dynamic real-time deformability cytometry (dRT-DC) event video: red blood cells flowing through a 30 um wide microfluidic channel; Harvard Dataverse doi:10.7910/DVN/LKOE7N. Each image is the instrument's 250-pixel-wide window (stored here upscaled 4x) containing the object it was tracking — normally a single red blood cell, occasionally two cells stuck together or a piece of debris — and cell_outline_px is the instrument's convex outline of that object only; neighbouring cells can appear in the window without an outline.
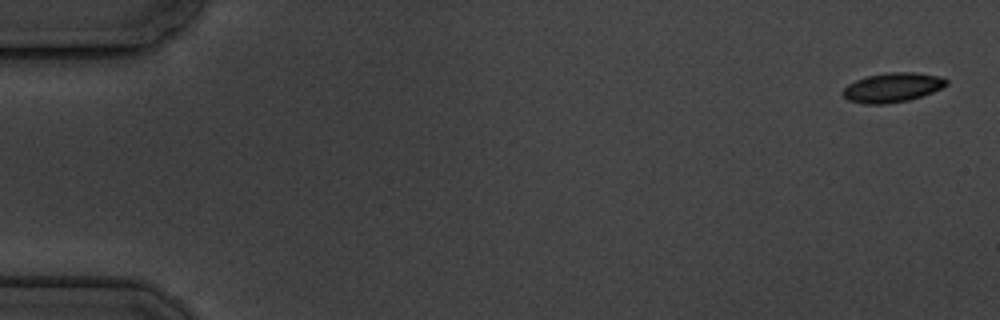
{"species": "common noctule bat (a hibernating species)", "species_latin": "Nyctalus noctula", "temperature_condition": "cold", "stored_images_in_passage": 10, "camera_frame_rate_fps": 3000, "um_per_image_px": 0.085, "animal": {"sex": "male", "body_mass_g": 19.5, "forearm_length_mm": 54.6}, "frame": {"image": 1, "passage_image": 1, "time_ms": 0.0, "image_size_px": [1000, 320], "cell_outline_px": [[948, 84], [932, 92], [908, 100], [884, 104], [864, 104], [848, 100], [840, 92], [848, 84], [856, 80], [868, 76], [892, 72], [916, 72], [944, 76], [948, 80]], "centroid_in_image_um": [75.87, 7.43], "position_along_channel_um": 9.1, "area_um2": 17.74}}
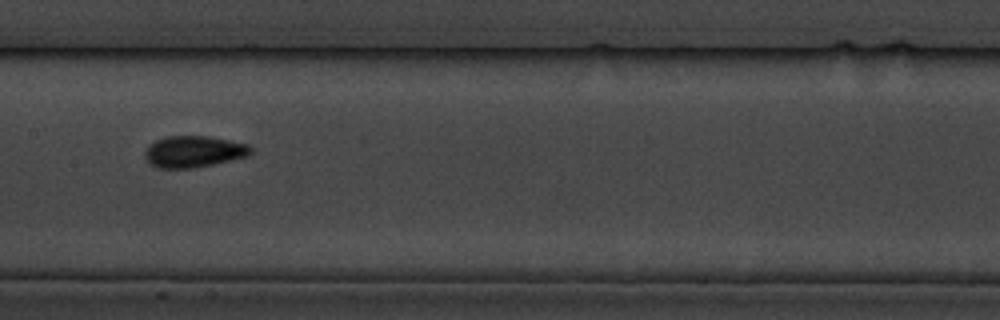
{"frame": {"image": 2, "passage_image": 9, "time_ms": 9.333, "image_size_px": [1000, 320], "cell_outline_px": [[252, 152], [248, 156], [212, 164], [192, 168], [156, 168], [144, 156], [144, 152], [156, 140], [164, 136], [208, 136], [248, 144], [252, 148]], "centroid_in_image_um": [16.48, 12.88], "position_along_channel_um": 190.9, "area_um2": 19.25}}
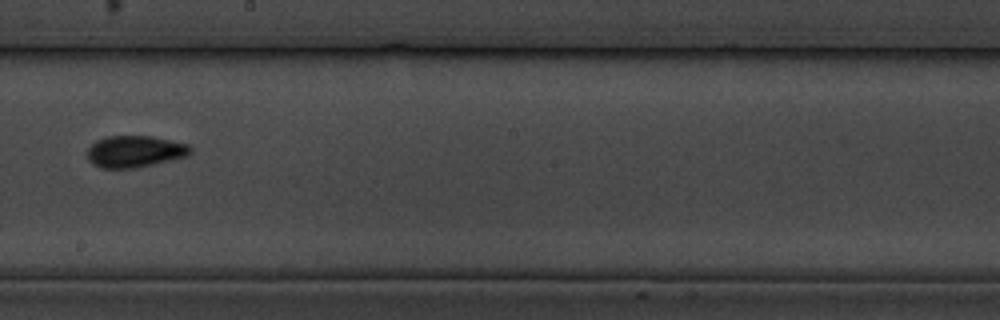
{"frame": {"image": 3, "passage_image": 10, "time_ms": 10.667, "image_size_px": [1000, 320], "cell_outline_px": [[192, 152], [188, 156], [136, 168], [100, 168], [88, 160], [88, 148], [92, 144], [108, 136], [152, 136], [188, 144], [192, 148]], "centroid_in_image_um": [11.49, 12.88], "position_along_channel_um": 236.7, "area_um2": 18.96}}